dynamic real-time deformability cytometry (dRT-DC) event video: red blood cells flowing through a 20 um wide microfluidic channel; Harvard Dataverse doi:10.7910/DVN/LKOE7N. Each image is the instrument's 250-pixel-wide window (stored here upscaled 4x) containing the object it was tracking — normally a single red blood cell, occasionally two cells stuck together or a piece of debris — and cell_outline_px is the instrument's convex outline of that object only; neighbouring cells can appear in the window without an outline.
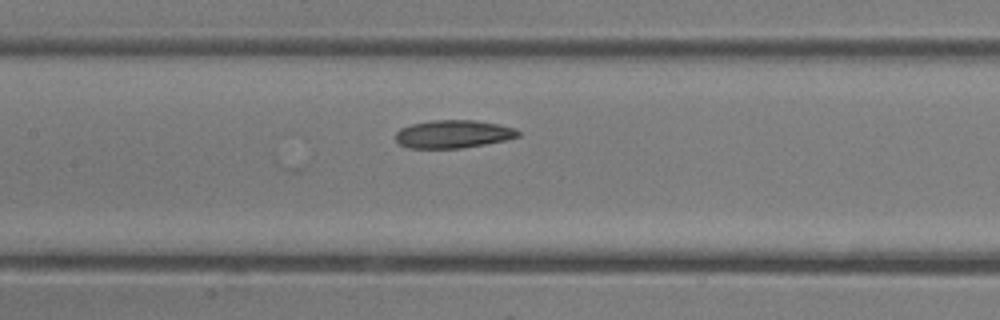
{"species": "common noctule bat (a hibernating species)", "species_latin": "Nyctalus noctula", "temperature_condition": "room temperature", "stored_images_in_passage": 33, "camera_frame_rate_fps": 3000, "um_per_image_px": 0.085, "animal": {"sex": "female"}, "frame": {"image": 1, "passage_image": 15, "time_ms": 4.667, "image_size_px": [1000, 320], "cell_outline_px": [[520, 136], [504, 140], [484, 144], [460, 148], [408, 148], [400, 144], [396, 140], [396, 132], [400, 128], [412, 124], [432, 120], [472, 120], [496, 124], [516, 128], [520, 132]], "centroid_in_image_um": [38.51, 11.39], "position_along_channel_um": 168.9, "area_um2": 19.83}}
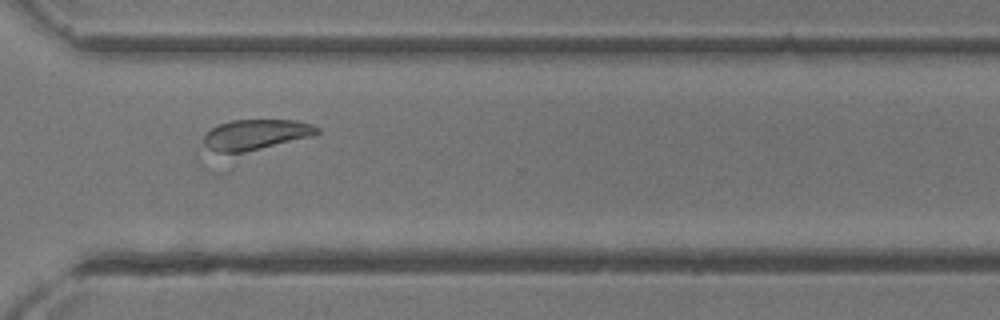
{"frame": {"image": 2, "passage_image": 24, "time_ms": 7.667, "image_size_px": [1000, 320], "cell_outline_px": [[320, 132], [312, 136], [244, 152], [224, 156], [208, 148], [204, 144], [204, 136], [212, 128], [220, 124], [232, 120], [296, 120], [312, 124], [320, 128]], "centroid_in_image_um": [21.72, 11.46], "position_along_channel_um": 348.9, "area_um2": 20.17}}
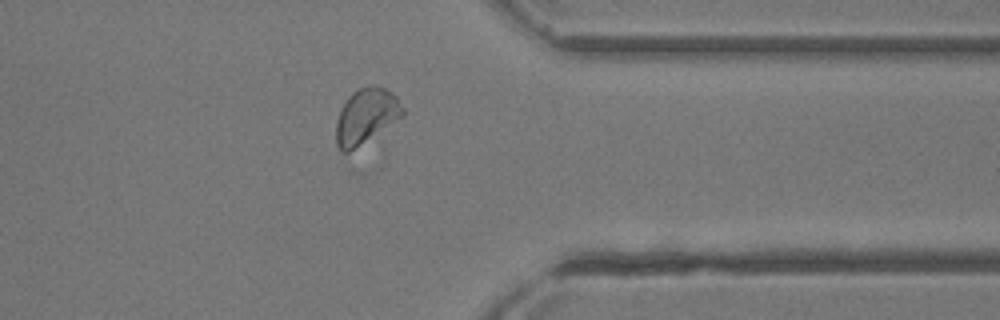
{"frame": {"image": 3, "passage_image": 26, "time_ms": 8.333, "image_size_px": [1000, 320], "cell_outline_px": [[404, 116], [348, 152], [340, 152], [336, 144], [336, 120], [348, 96], [352, 92], [368, 84], [372, 84], [384, 88], [392, 92], [396, 96], [404, 108]], "centroid_in_image_um": [31.12, 9.84], "position_along_channel_um": 380.3, "area_um2": 21.33}}